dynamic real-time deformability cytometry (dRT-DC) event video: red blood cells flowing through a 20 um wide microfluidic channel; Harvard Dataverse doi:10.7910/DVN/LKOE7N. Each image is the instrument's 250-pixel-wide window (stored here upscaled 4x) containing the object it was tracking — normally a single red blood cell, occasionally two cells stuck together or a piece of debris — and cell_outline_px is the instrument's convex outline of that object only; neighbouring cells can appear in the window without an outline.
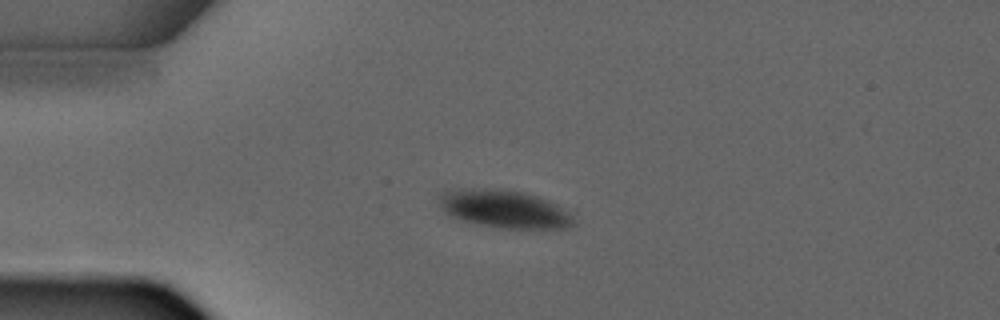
{"species": "common noctule bat (a hibernating species)", "species_latin": "Nyctalus noctula", "temperature_condition": "warm", "stored_images_in_passage": 1, "camera_frame_rate_fps": 3000, "um_per_image_px": 0.085, "animal": {"sex": "male", "forearm_length_mm": 52.5}, "frame": {"image": 1, "passage_image": 1, "time_ms": 0.0, "image_size_px": [1000, 320], "cell_outline_px": [[576, 224], [568, 228], [496, 228], [464, 220], [452, 216], [440, 204], [436, 196], [440, 192], [460, 188], [500, 188], [524, 192], [548, 200], [556, 204], [568, 212], [572, 216]], "centroid_in_image_um": [42.86, 17.74], "position_along_channel_um": 42.1, "area_um2": 29.77}}